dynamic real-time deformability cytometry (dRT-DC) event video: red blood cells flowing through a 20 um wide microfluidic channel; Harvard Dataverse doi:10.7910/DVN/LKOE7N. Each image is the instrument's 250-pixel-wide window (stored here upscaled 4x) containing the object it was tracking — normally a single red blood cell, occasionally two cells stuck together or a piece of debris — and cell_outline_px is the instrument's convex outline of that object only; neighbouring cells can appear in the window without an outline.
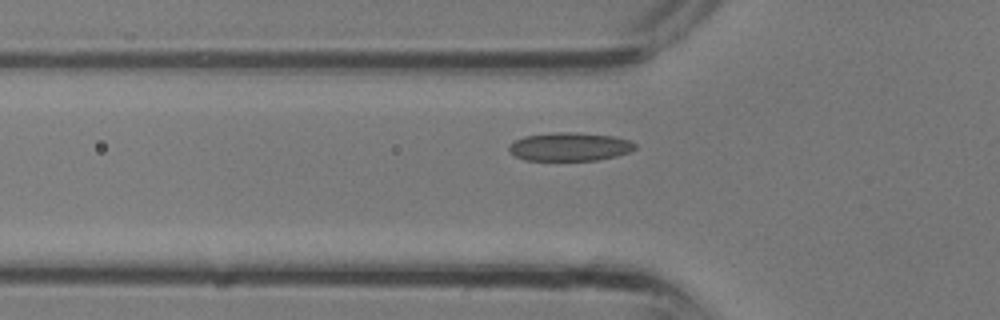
{"species": "common noctule bat (a hibernating species)", "species_latin": "Nyctalus noctula", "temperature_condition": "room temperature", "stored_images_in_passage": 22, "camera_frame_rate_fps": 3000, "um_per_image_px": 0.085, "animal": {"sex": "male", "body_mass_g": 13.3}, "frame": {"image": 1, "passage_image": 11, "time_ms": 3.333, "image_size_px": [1000, 320], "cell_outline_px": [[636, 148], [628, 152], [616, 156], [596, 160], [524, 160], [508, 152], [508, 144], [512, 140], [524, 136], [552, 132], [576, 132], [612, 136], [628, 140], [636, 144]], "centroid_in_image_um": [48.35, 12.46], "position_along_channel_um": 77.4, "area_um2": 21.04}}
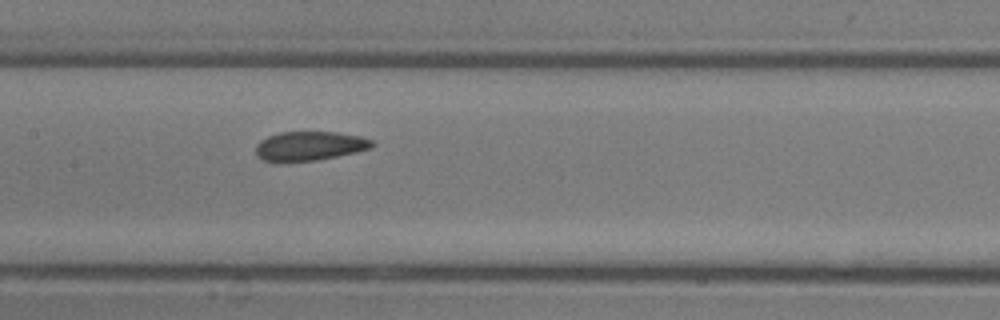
{"frame": {"image": 2, "passage_image": 16, "time_ms": 5.0, "image_size_px": [1000, 320], "cell_outline_px": [[376, 144], [372, 148], [356, 152], [316, 160], [280, 164], [264, 160], [256, 156], [256, 144], [260, 140], [268, 136], [280, 132], [336, 132], [360, 136], [372, 140]], "centroid_in_image_um": [26.28, 12.43], "position_along_channel_um": 181.1, "area_um2": 20.23}}
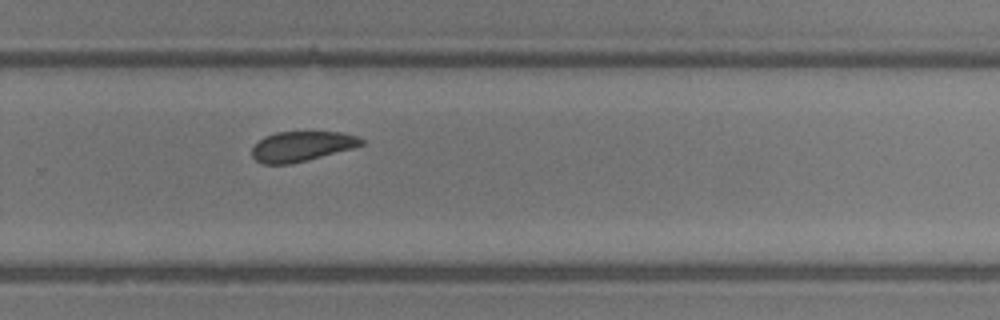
{"frame": {"image": 3, "passage_image": 22, "time_ms": 7.0, "image_size_px": [1000, 320], "cell_outline_px": [[364, 144], [356, 148], [292, 164], [264, 164], [256, 160], [252, 156], [252, 148], [264, 136], [276, 132], [344, 132], [356, 136], [364, 140]], "centroid_in_image_um": [25.69, 12.44], "position_along_channel_um": 304.1, "area_um2": 19.31}}